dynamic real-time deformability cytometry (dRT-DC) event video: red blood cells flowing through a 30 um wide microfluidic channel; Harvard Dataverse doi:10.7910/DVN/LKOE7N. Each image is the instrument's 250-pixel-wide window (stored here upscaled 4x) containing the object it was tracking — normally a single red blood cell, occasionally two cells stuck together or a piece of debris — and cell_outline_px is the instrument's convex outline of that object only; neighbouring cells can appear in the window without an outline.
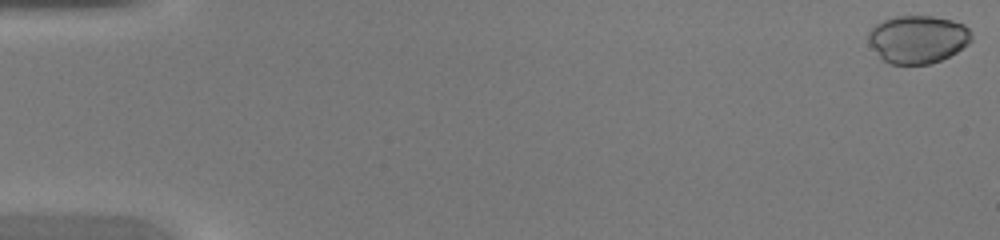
{"species": "common noctule bat (a hibernating species)", "species_latin": "Nyctalus noctula", "temperature_condition": "warm", "stored_images_in_passage": 46, "camera_frame_rate_fps": 3000, "um_per_image_px": 0.085, "animal": {"sex": "female", "body_mass_g": 20.0, "forearm_length_mm": 54.0}, "frame": {"image": 1, "passage_image": 1, "time_ms": 0.0, "image_size_px": [1000, 240], "cell_outline_px": [[972, 40], [968, 44], [956, 52], [940, 60], [928, 64], [888, 64], [868, 44], [868, 32], [876, 24], [884, 20], [896, 16], [932, 16], [952, 20], [964, 24], [968, 28], [972, 36]], "centroid_in_image_um": [78.0, 3.33], "position_along_channel_um": 7.0, "area_um2": 28.73}}
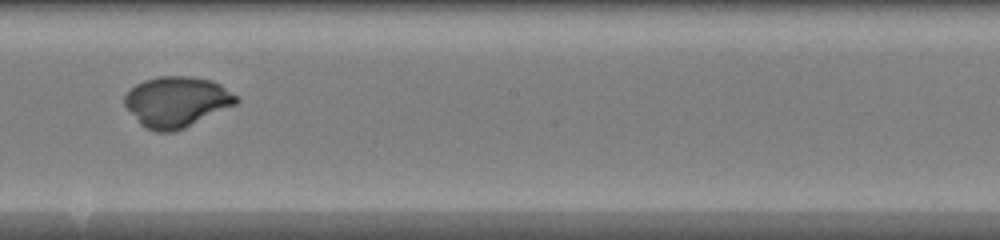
{"frame": {"image": 2, "passage_image": 27, "time_ms": 8.667, "image_size_px": [1000, 240], "cell_outline_px": [[240, 100], [236, 104], [184, 128], [172, 132], [156, 132], [144, 128], [140, 124], [124, 104], [124, 96], [136, 84], [144, 80], [160, 76], [192, 76], [212, 80], [220, 84], [240, 96]], "centroid_in_image_um": [15.04, 8.64], "position_along_channel_um": 233.2, "area_um2": 33.0}}
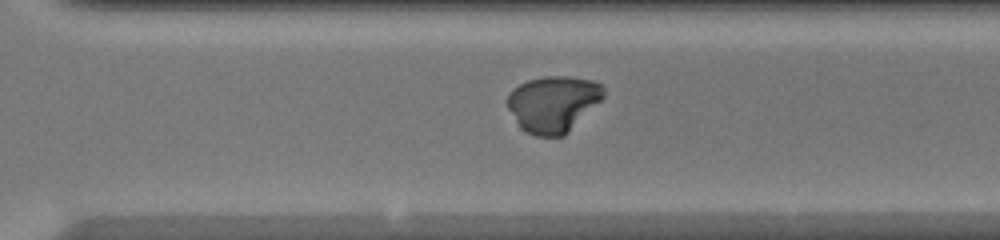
{"frame": {"image": 3, "passage_image": 33, "time_ms": 10.667, "image_size_px": [1000, 240], "cell_outline_px": [[604, 96], [564, 136], [536, 136], [520, 128], [508, 108], [508, 96], [512, 88], [528, 80], [544, 76], [568, 76], [592, 80], [604, 84]], "centroid_in_image_um": [47.02, 8.8], "position_along_channel_um": 323.6, "area_um2": 31.33}}